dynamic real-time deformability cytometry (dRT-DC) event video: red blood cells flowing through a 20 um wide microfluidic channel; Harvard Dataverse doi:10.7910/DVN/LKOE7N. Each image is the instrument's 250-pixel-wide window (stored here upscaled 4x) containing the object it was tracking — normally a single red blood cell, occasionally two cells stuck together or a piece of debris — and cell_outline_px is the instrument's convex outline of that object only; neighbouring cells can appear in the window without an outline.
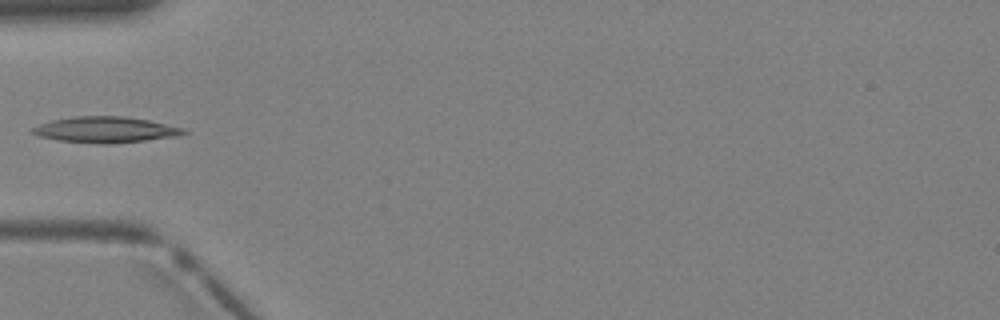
{"species": "Egyptian fruit bat (a non-hibernating species)", "species_latin": "Rousettus aegyptiacus", "temperature_condition": "warm", "stored_images_in_passage": 6, "camera_frame_rate_fps": 3000, "um_per_image_px": 0.085, "animal": {"sex": "female"}, "frame": {"image": 1, "passage_image": 6, "time_ms": 1.667, "image_size_px": [1000, 320], "cell_outline_px": [[188, 132], [180, 136], [108, 144], [100, 144], [56, 140], [40, 136], [32, 132], [32, 128], [40, 124], [52, 120], [76, 116], [124, 116], [148, 120], [184, 128]], "centroid_in_image_um": [8.99, 11.02], "position_along_channel_um": 76.0, "area_um2": 22.72}}